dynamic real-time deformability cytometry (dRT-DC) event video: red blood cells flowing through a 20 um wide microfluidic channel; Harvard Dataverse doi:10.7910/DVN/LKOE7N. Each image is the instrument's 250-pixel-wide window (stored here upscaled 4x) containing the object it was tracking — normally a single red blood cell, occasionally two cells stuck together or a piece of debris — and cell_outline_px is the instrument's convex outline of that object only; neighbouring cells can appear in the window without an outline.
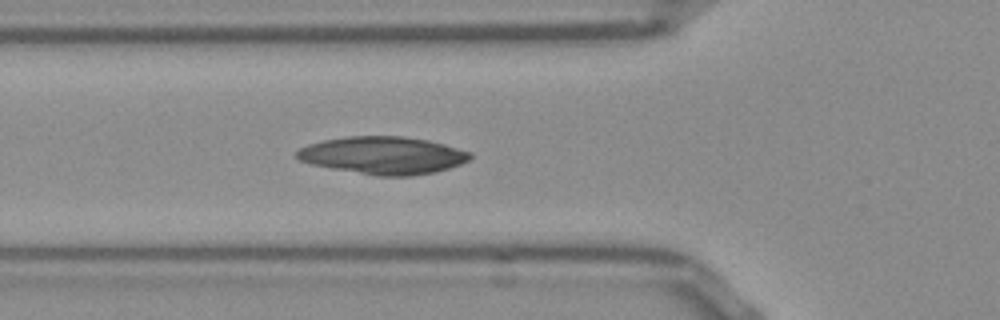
{"species": "Egyptian fruit bat (a non-hibernating species)", "species_latin": "Rousettus aegyptiacus", "temperature_condition": "room temperature", "stored_images_in_passage": 16, "camera_frame_rate_fps": 3000, "um_per_image_px": 0.085, "frame": {"image": 1, "passage_image": 3, "time_ms": 0.667, "image_size_px": [1000, 320], "cell_outline_px": [[472, 156], [468, 160], [460, 164], [436, 172], [412, 176], [376, 176], [312, 164], [300, 160], [296, 156], [296, 152], [300, 148], [308, 144], [324, 140], [344, 136], [404, 136], [428, 140], [444, 144], [472, 152]], "centroid_in_image_um": [32.59, 13.2], "position_along_channel_um": 93.2, "area_um2": 37.86}}
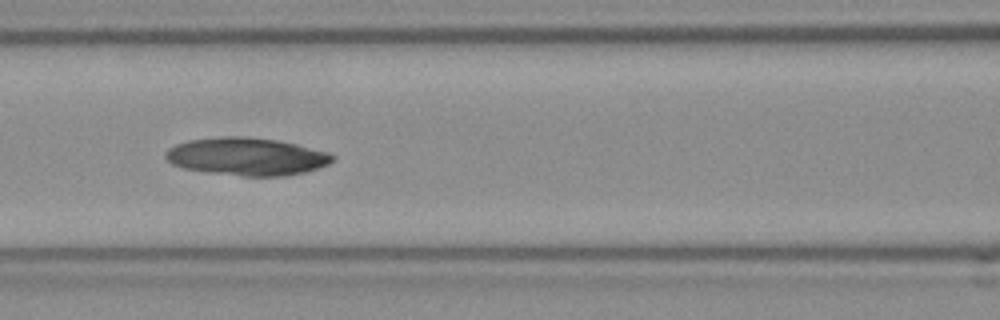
{"frame": {"image": 2, "passage_image": 7, "time_ms": 2.0, "image_size_px": [1000, 320], "cell_outline_px": [[336, 160], [328, 164], [304, 172], [288, 176], [240, 176], [184, 168], [172, 164], [164, 156], [164, 152], [168, 148], [176, 144], [188, 140], [220, 136], [244, 136], [276, 140], [296, 144], [328, 152], [336, 156]], "centroid_in_image_um": [20.97, 13.3], "position_along_channel_um": 145.6, "area_um2": 36.76}}
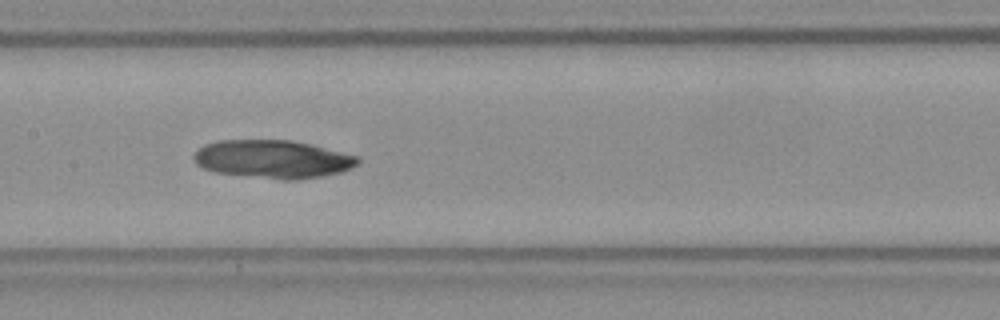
{"frame": {"image": 3, "passage_image": 10, "time_ms": 3.0, "image_size_px": [1000, 320], "cell_outline_px": [[360, 160], [352, 168], [340, 172], [324, 176], [300, 180], [284, 180], [212, 172], [196, 164], [192, 156], [204, 144], [220, 140], [292, 140], [312, 144], [360, 156]], "centroid_in_image_um": [23.22, 13.53], "position_along_channel_um": 184.2, "area_um2": 36.82}}